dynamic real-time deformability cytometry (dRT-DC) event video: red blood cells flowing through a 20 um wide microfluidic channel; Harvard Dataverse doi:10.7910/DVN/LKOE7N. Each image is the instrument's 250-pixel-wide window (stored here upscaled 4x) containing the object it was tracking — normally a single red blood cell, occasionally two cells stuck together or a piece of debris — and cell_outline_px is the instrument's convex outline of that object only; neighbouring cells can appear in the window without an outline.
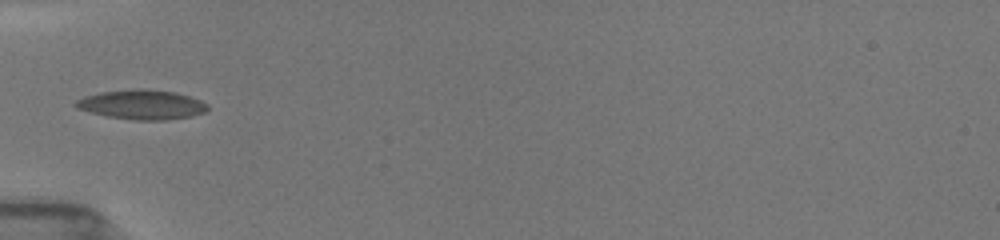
{"species": "common noctule bat (a hibernating species)", "species_latin": "Nyctalus noctula", "temperature_condition": "room temperature", "stored_images_in_passage": 10, "camera_frame_rate_fps": 3000, "um_per_image_px": 0.085, "animal": {"sex": "female", "body_mass_g": 19.5, "forearm_length_mm": 54.1}, "frame": {"image": 1, "passage_image": 7, "time_ms": 5.333, "image_size_px": [1000, 240], "cell_outline_px": [[208, 108], [204, 112], [192, 116], [164, 120], [136, 120], [108, 116], [76, 108], [72, 104], [76, 100], [84, 96], [100, 92], [132, 88], [140, 88], [176, 92], [200, 100], [208, 104]], "centroid_in_image_um": [12.04, 8.88], "position_along_channel_um": 73.0, "area_um2": 22.72}}
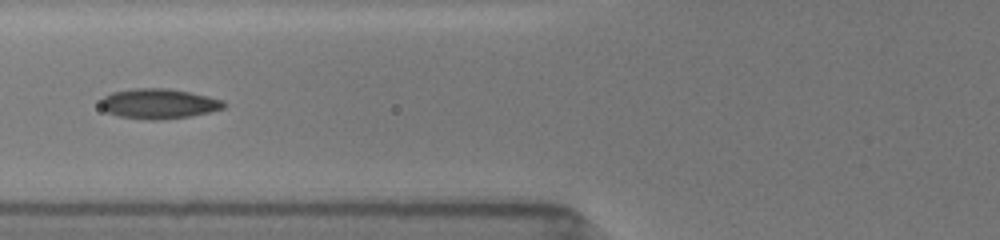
{"frame": {"image": 2, "passage_image": 8, "time_ms": 6.333, "image_size_px": [1000, 240], "cell_outline_px": [[228, 104], [224, 108], [208, 112], [188, 116], [160, 120], [148, 120], [116, 116], [104, 112], [100, 108], [100, 100], [104, 96], [112, 92], [132, 88], [168, 88], [208, 96], [224, 100]], "centroid_in_image_um": [13.44, 8.81], "position_along_channel_um": 112.4, "area_um2": 21.85}}
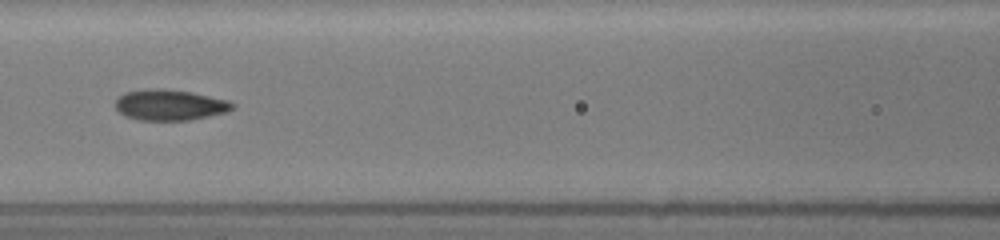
{"frame": {"image": 3, "passage_image": 9, "time_ms": 7.333, "image_size_px": [1000, 240], "cell_outline_px": [[236, 104], [228, 112], [192, 120], [140, 120], [124, 116], [116, 108], [116, 100], [124, 92], [148, 88], [164, 88], [192, 92], [228, 100]], "centroid_in_image_um": [14.45, 8.91], "position_along_channel_um": 152.2, "area_um2": 21.21}}